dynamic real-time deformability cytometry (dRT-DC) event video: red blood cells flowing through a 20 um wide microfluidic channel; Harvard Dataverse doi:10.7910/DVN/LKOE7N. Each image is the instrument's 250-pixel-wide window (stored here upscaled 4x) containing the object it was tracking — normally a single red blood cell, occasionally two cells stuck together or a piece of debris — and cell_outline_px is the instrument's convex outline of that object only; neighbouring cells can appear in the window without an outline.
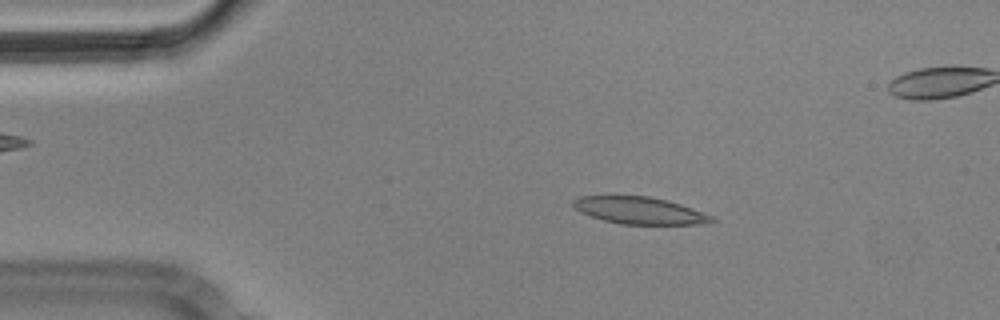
{"species": "Egyptian fruit bat (a non-hibernating species)", "species_latin": "Rousettus aegyptiacus", "temperature_condition": "cold", "stored_images_in_passage": 56, "camera_frame_rate_fps": 3000, "um_per_image_px": 0.085, "animal": {"sex": "male"}, "frame": {"image": 1, "passage_image": 9, "time_ms": 2.667, "image_size_px": [1000, 320], "cell_outline_px": [[716, 220], [700, 224], [620, 224], [604, 220], [580, 212], [572, 204], [572, 200], [580, 196], [648, 196], [680, 204], [692, 208], [712, 216]], "centroid_in_image_um": [54.34, 17.89], "position_along_channel_um": 30.7, "area_um2": 21.5}}
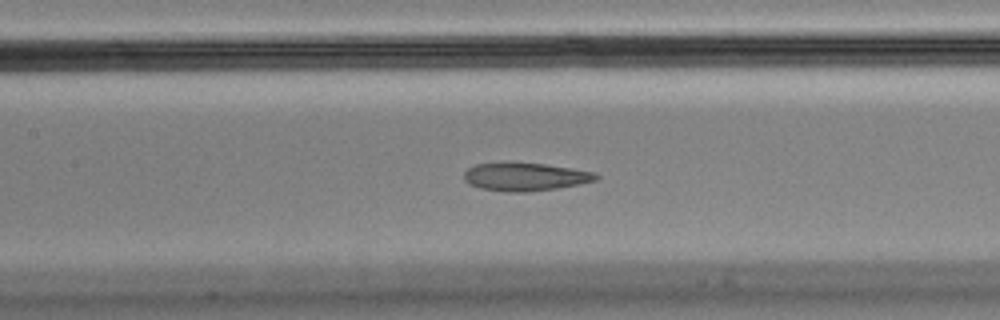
{"frame": {"image": 2, "passage_image": 24, "time_ms": 7.667, "image_size_px": [1000, 320], "cell_outline_px": [[600, 176], [596, 180], [580, 184], [556, 188], [528, 192], [504, 192], [480, 188], [468, 184], [464, 180], [464, 172], [468, 168], [476, 164], [544, 164], [596, 172]], "centroid_in_image_um": [44.65, 15.05], "position_along_channel_um": 162.8, "area_um2": 21.27}}
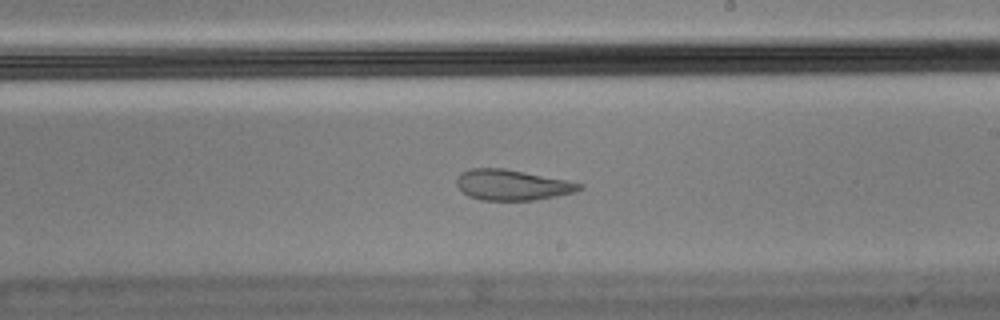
{"frame": {"image": 3, "passage_image": 31, "time_ms": 10.0, "image_size_px": [1000, 320], "cell_outline_px": [[584, 188], [576, 192], [536, 200], [480, 200], [468, 196], [456, 184], [456, 180], [460, 172], [468, 168], [504, 168], [568, 180], [584, 184]], "centroid_in_image_um": [43.55, 15.71], "position_along_channel_um": 245.4, "area_um2": 22.08}, "authors_computed_cell_mechanics": {"area_um2": 22.6576, "velocity_mm_per_s": 3.552, "shape_relaxation_time_tau1_ms": null, "shape_relaxation_time_tau2_ms": 1.8409, "deformation_change_tau1": null, "deformation_change_tau2": 0.0939}}